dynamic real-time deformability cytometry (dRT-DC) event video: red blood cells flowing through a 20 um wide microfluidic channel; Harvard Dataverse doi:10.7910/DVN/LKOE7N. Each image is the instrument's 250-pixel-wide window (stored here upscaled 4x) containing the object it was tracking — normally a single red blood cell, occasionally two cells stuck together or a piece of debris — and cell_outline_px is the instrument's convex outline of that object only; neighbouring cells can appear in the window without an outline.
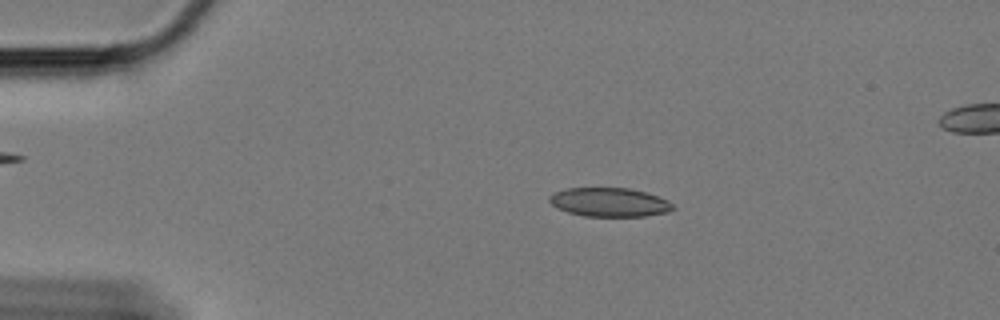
{"species": "Egyptian fruit bat (a non-hibernating species)", "species_latin": "Rousettus aegyptiacus", "temperature_condition": "cold", "stored_images_in_passage": 18, "camera_frame_rate_fps": 3000, "um_per_image_px": 0.085, "animal": {"sex": "female"}, "frame": {"image": 1, "passage_image": 8, "time_ms": 2.333, "image_size_px": [1000, 320], "cell_outline_px": [[676, 208], [668, 212], [644, 216], [584, 216], [568, 212], [556, 208], [548, 200], [548, 196], [552, 192], [568, 188], [628, 188], [648, 192], [668, 200]], "centroid_in_image_um": [51.79, 17.18], "position_along_channel_um": 33.2, "area_um2": 20.98}}
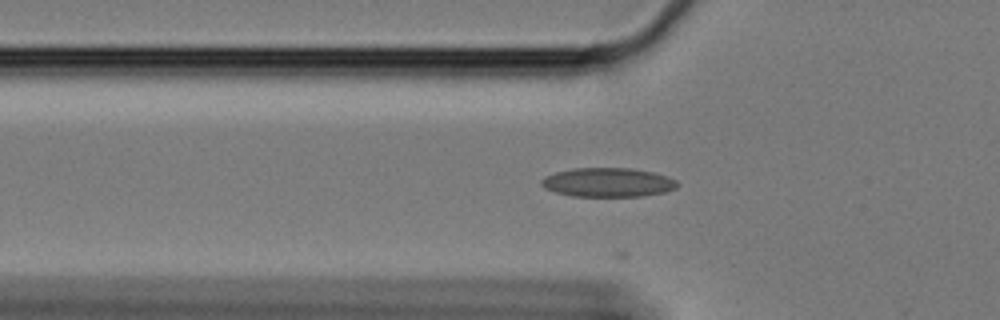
{"frame": {"image": 2, "passage_image": 16, "time_ms": 5.0, "image_size_px": [1000, 320], "cell_outline_px": [[680, 184], [676, 188], [664, 192], [644, 196], [572, 196], [556, 192], [544, 188], [540, 184], [540, 180], [544, 176], [556, 172], [572, 168], [628, 168], [652, 172], [668, 176], [676, 180]], "centroid_in_image_um": [51.66, 15.5], "position_along_channel_um": 74.1, "area_um2": 23.12}}